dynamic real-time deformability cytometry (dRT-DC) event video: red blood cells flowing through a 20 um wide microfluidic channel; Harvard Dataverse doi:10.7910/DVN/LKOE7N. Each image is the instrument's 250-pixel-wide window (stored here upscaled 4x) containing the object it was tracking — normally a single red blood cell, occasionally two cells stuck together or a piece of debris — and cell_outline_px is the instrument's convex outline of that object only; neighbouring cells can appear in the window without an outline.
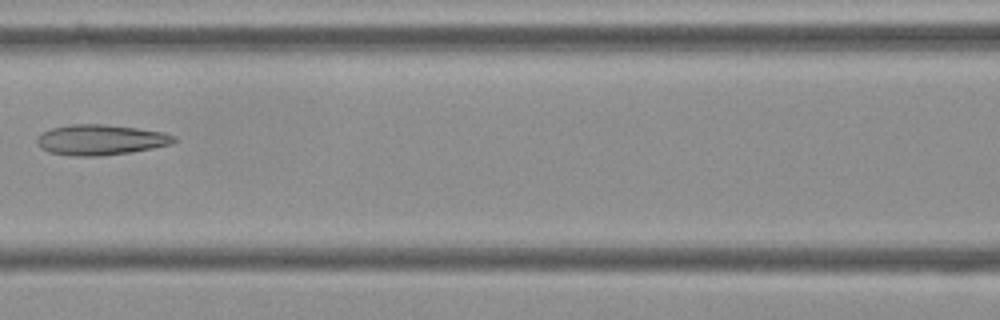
{"species": "Egyptian fruit bat (a non-hibernating species)", "species_latin": "Rousettus aegyptiacus", "temperature_condition": "cold", "stored_images_in_passage": 9, "camera_frame_rate_fps": 3000, "um_per_image_px": 0.085, "frame": {"image": 1, "passage_image": 7, "time_ms": 2.0, "image_size_px": [1000, 320], "cell_outline_px": [[176, 140], [168, 144], [152, 148], [132, 152], [100, 156], [72, 156], [48, 152], [40, 148], [36, 140], [36, 136], [52, 128], [68, 124], [104, 124], [136, 128], [164, 132], [176, 136]], "centroid_in_image_um": [8.51, 11.88], "position_along_channel_um": 158.1, "area_um2": 24.33}}
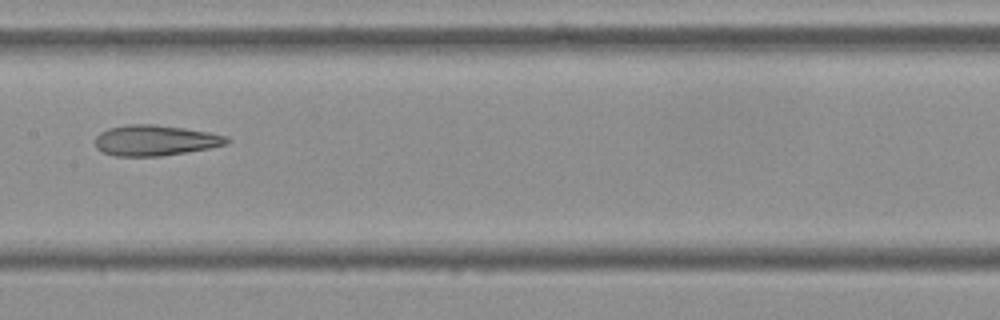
{"frame": {"image": 2, "passage_image": 8, "time_ms": 2.333, "image_size_px": [1000, 320], "cell_outline_px": [[232, 140], [228, 144], [212, 148], [188, 152], [160, 156], [116, 156], [104, 152], [96, 148], [96, 136], [100, 132], [108, 128], [128, 124], [156, 124], [184, 128], [208, 132], [228, 136]], "centroid_in_image_um": [13.24, 11.93], "position_along_channel_um": 194.2, "area_um2": 23.7}}
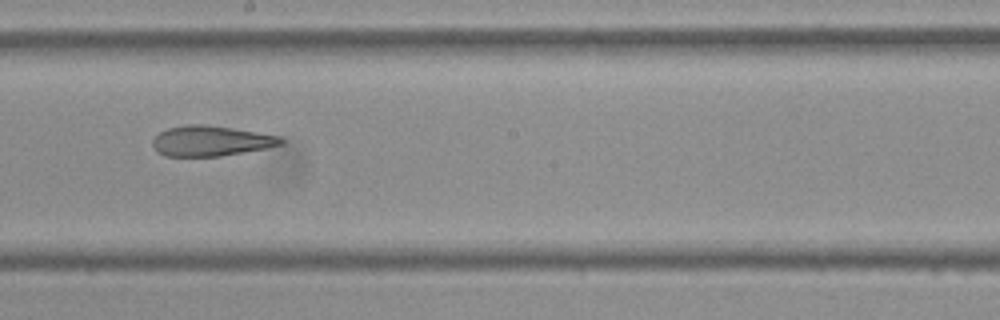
{"frame": {"image": 3, "passage_image": 9, "time_ms": 2.667, "image_size_px": [1000, 320], "cell_outline_px": [[284, 144], [264, 148], [220, 156], [164, 156], [156, 152], [152, 144], [152, 140], [160, 132], [168, 128], [184, 124], [204, 124], [232, 128], [280, 136], [284, 140]], "centroid_in_image_um": [17.88, 11.97], "position_along_channel_um": 230.3, "area_um2": 22.6}}